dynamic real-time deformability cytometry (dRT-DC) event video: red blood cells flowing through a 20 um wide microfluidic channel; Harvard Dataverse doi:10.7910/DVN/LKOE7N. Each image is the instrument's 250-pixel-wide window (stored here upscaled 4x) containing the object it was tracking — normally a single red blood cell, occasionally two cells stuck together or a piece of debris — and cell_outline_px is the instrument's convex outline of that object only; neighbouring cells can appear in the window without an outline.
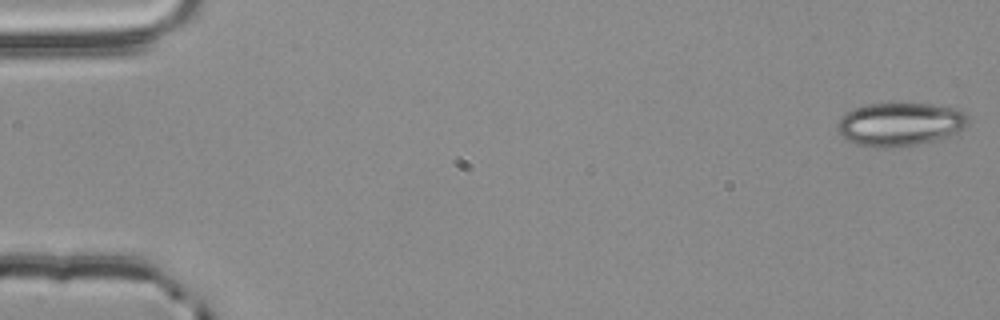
{"species": "common noctule bat (a hibernating species)", "species_latin": "Nyctalus noctula", "temperature_condition": "room temperature", "stored_images_in_passage": 11, "camera_frame_rate_fps": 3000, "um_per_image_px": 0.085, "animal": {"sex": "male", "body_mass_g": 20.4}, "frame": {"image": 1, "passage_image": 1, "time_ms": 0.0, "image_size_px": [1000, 320], "cell_outline_px": [[968, 124], [964, 128], [948, 136], [936, 140], [900, 148], [876, 148], [856, 144], [844, 140], [836, 128], [836, 124], [852, 108], [868, 104], [928, 104], [956, 108], [964, 112], [968, 116]], "centroid_in_image_um": [76.48, 10.58], "position_along_channel_um": 8.5, "area_um2": 33.29}}